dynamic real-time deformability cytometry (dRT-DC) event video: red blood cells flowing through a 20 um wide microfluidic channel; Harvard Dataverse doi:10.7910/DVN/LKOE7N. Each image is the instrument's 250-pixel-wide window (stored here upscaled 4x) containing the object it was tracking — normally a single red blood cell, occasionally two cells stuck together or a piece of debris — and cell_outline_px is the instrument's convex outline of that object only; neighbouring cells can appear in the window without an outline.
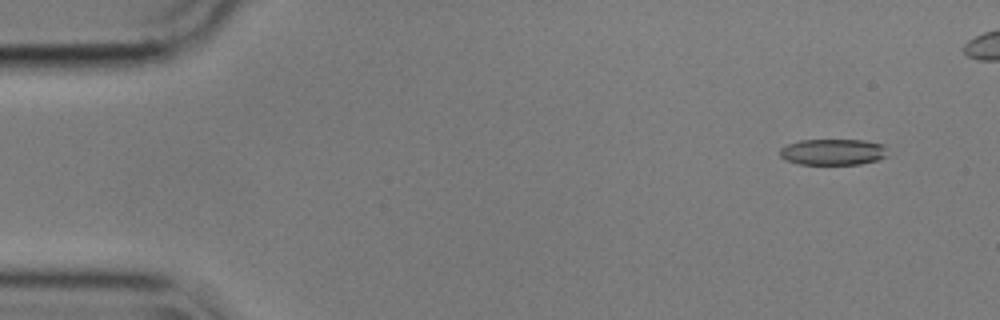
{"species": "common noctule bat (a hibernating species)", "species_latin": "Nyctalus noctula", "temperature_condition": "cold", "stored_images_in_passage": 16, "camera_frame_rate_fps": 3000, "um_per_image_px": 0.085, "animal": {"sex": "male", "body_mass_g": 17.9}, "frame": {"image": 1, "passage_image": 5, "time_ms": 1.333, "image_size_px": [1000, 320], "cell_outline_px": [[888, 156], [876, 160], [860, 164], [796, 164], [780, 156], [780, 148], [788, 144], [800, 140], [864, 140], [884, 144]], "centroid_in_image_um": [70.82, 12.91], "position_along_channel_um": 14.2, "area_um2": 16.42}}